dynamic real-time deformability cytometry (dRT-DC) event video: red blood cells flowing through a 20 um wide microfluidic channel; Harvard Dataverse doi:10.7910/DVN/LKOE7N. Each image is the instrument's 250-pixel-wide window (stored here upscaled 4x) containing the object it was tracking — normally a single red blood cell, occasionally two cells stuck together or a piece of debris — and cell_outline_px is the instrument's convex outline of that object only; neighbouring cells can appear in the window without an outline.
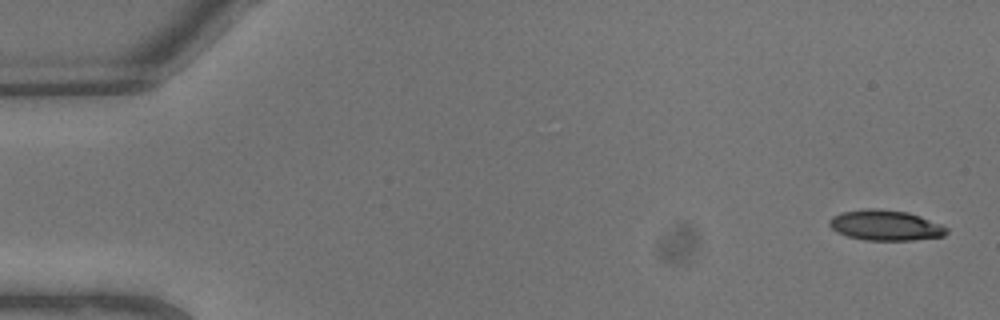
{"species": "common noctule bat (a hibernating species)", "species_latin": "Nyctalus noctula", "temperature_condition": "warm", "stored_images_in_passage": 8, "camera_frame_rate_fps": 3000, "um_per_image_px": 0.085, "animal": {"sex": "male", "body_mass_g": 13.3}, "frame": {"image": 1, "passage_image": 1, "time_ms": 0.0, "image_size_px": [1000, 320], "cell_outline_px": [[948, 232], [944, 236], [912, 240], [864, 240], [848, 236], [836, 232], [828, 224], [828, 220], [832, 216], [840, 212], [864, 208], [876, 208], [908, 212], [920, 216], [940, 224], [948, 228]], "centroid_in_image_um": [75.23, 19.14], "position_along_channel_um": 9.8, "area_um2": 20.92}}
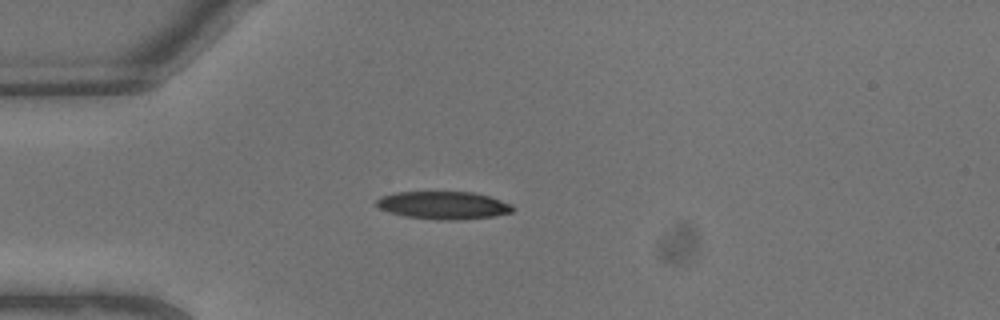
{"frame": {"image": 2, "passage_image": 6, "time_ms": 1.667, "image_size_px": [1000, 320], "cell_outline_px": [[516, 208], [512, 212], [492, 216], [456, 220], [444, 220], [404, 216], [380, 208], [376, 204], [376, 200], [380, 196], [396, 192], [472, 192], [488, 196], [512, 204]], "centroid_in_image_um": [37.7, 17.44], "position_along_channel_um": 47.3, "area_um2": 21.85}}
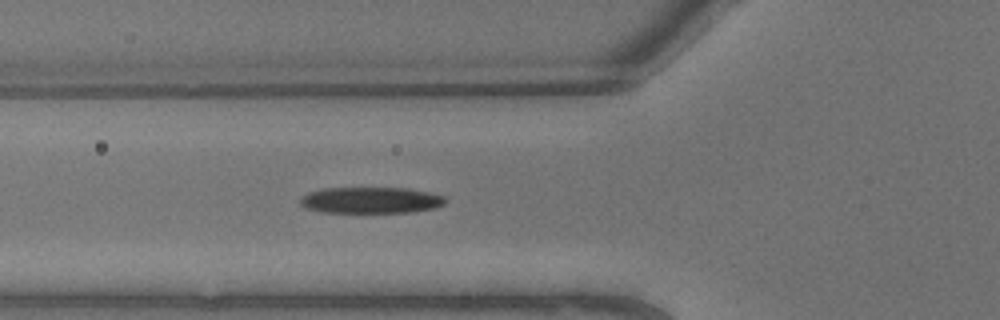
{"frame": {"image": 3, "passage_image": 8, "time_ms": 2.333, "image_size_px": [1000, 320], "cell_outline_px": [[448, 200], [444, 204], [436, 208], [408, 212], [324, 212], [304, 208], [300, 204], [300, 196], [308, 192], [324, 188], [408, 188], [428, 192], [444, 196]], "centroid_in_image_um": [31.51, 17.01], "position_along_channel_um": 94.3, "area_um2": 22.31}}